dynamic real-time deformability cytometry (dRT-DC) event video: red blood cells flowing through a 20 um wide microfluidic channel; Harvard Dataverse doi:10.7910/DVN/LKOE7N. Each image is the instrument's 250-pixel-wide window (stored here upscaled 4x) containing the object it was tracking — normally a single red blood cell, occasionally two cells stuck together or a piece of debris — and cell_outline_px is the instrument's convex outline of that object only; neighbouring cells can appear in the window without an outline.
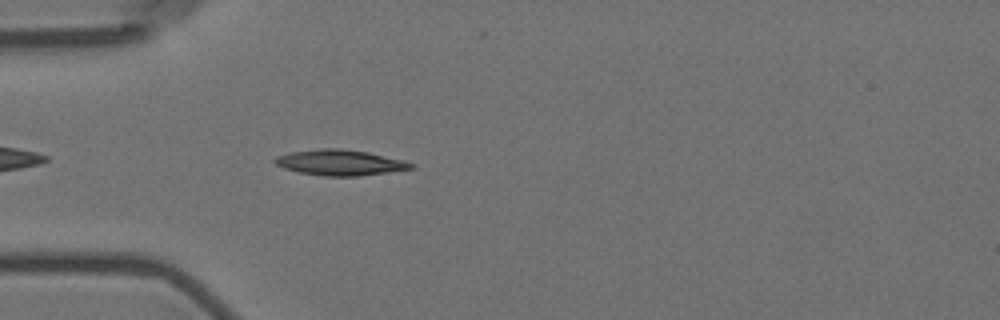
{"species": "Egyptian fruit bat (a non-hibernating species)", "species_latin": "Rousettus aegyptiacus", "temperature_condition": "room temperature", "stored_images_in_passage": 4, "camera_frame_rate_fps": 3000, "um_per_image_px": 0.085, "animal": {"sex": "female"}, "frame": {"image": 1, "passage_image": 4, "time_ms": 3.333, "image_size_px": [1000, 320], "cell_outline_px": [[416, 168], [360, 176], [324, 176], [300, 172], [284, 168], [276, 164], [272, 160], [276, 156], [292, 152], [320, 148], [340, 148], [368, 152], [404, 160], [412, 164]], "centroid_in_image_um": [28.91, 13.81], "position_along_channel_um": 56.1, "area_um2": 20.29}}